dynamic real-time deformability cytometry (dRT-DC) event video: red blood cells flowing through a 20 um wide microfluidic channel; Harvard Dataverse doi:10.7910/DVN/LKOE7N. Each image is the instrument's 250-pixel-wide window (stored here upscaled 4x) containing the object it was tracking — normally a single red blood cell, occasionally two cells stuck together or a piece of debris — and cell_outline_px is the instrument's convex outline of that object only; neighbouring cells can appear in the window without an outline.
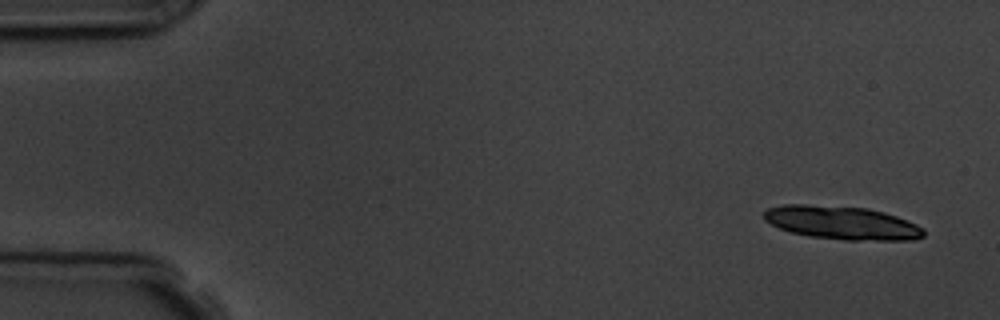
{"species": "common noctule bat (a hibernating species)", "species_latin": "Nyctalus noctula", "temperature_condition": "room temperature", "stored_images_in_passage": 6, "camera_frame_rate_fps": 3000, "um_per_image_px": 0.085, "animal": {"sex": "male", "body_mass_g": 19.5, "forearm_length_mm": 54.6}, "frame": {"image": 1, "passage_image": 1, "time_ms": 0.0, "image_size_px": [1000, 320], "cell_outline_px": [[924, 236], [912, 240], [844, 240], [808, 236], [792, 232], [780, 228], [764, 220], [764, 212], [768, 208], [784, 204], [804, 204], [868, 208], [884, 212], [908, 220], [924, 228]], "centroid_in_image_um": [71.58, 18.93], "position_along_channel_um": 13.4, "area_um2": 31.1}}